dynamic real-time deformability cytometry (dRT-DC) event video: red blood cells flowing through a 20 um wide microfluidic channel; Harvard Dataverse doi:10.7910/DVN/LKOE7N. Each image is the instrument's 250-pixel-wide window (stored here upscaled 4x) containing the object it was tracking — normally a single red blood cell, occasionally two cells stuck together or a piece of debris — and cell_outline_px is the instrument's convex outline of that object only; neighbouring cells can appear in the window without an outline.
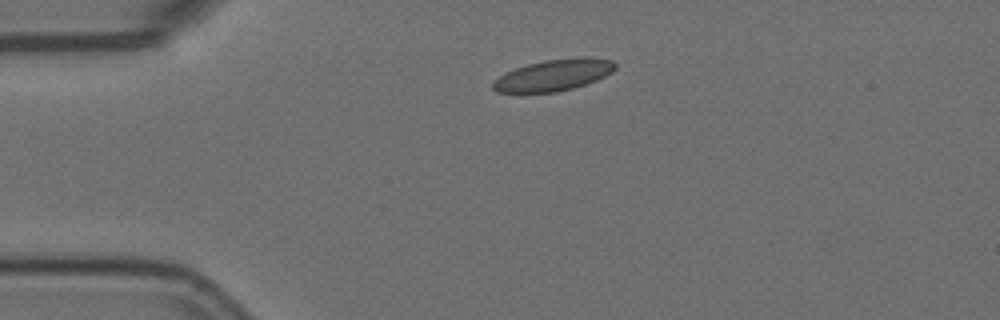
{"species": "Egyptian fruit bat (a non-hibernating species)", "species_latin": "Rousettus aegyptiacus", "temperature_condition": "room temperature", "stored_images_in_passage": 10, "camera_frame_rate_fps": 3000, "um_per_image_px": 0.085, "animal": {"sex": "female"}, "frame": {"image": 1, "passage_image": 1, "time_ms": 0.0, "image_size_px": [1000, 320], "cell_outline_px": [[616, 68], [612, 72], [596, 80], [572, 88], [556, 92], [496, 92], [492, 88], [492, 84], [504, 72], [528, 64], [544, 60], [580, 56], [592, 56], [612, 60], [616, 64]], "centroid_in_image_um": [47.09, 6.36], "position_along_channel_um": 37.9, "area_um2": 22.43}}
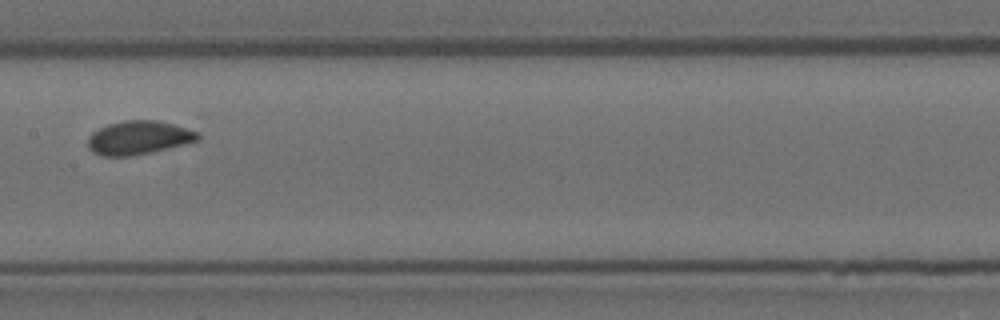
{"frame": {"image": 2, "passage_image": 5, "time_ms": 1.333, "image_size_px": [1000, 320], "cell_outline_px": [[200, 140], [152, 152], [128, 156], [100, 156], [92, 152], [88, 148], [88, 136], [92, 132], [108, 124], [124, 120], [156, 120], [172, 124], [196, 132], [200, 136]], "centroid_in_image_um": [11.74, 11.71], "position_along_channel_um": 195.7, "area_um2": 21.44}}
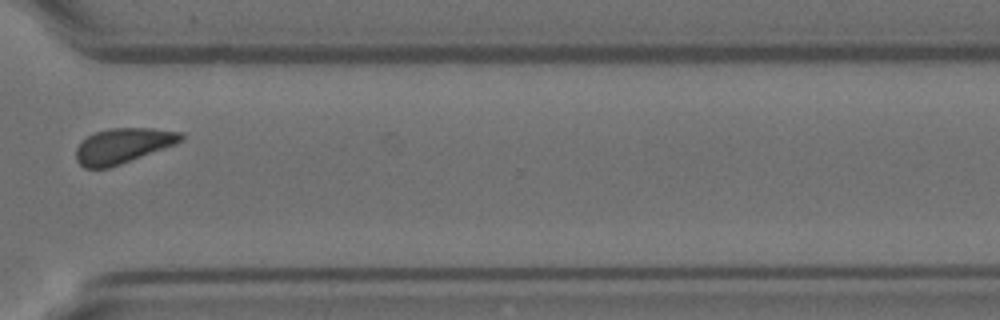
{"frame": {"image": 3, "passage_image": 9, "time_ms": 2.667, "image_size_px": [1000, 320], "cell_outline_px": [[184, 140], [176, 144], [120, 164], [108, 168], [84, 168], [76, 160], [76, 148], [88, 136], [96, 132], [108, 128], [152, 128], [184, 132]], "centroid_in_image_um": [10.48, 12.38], "position_along_channel_um": 360.1, "area_um2": 21.44}}